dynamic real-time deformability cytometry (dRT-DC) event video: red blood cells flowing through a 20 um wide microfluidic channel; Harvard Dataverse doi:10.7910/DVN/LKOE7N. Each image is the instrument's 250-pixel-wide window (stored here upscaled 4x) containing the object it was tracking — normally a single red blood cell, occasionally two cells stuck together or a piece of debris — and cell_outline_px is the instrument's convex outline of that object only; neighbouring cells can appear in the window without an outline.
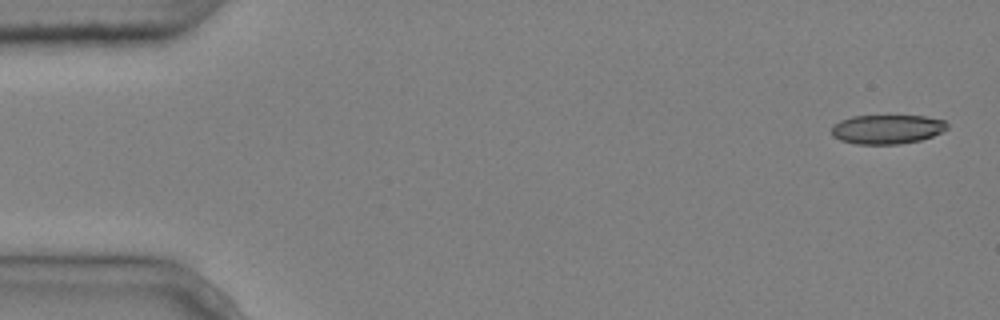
{"species": "common noctule bat (a hibernating species)", "species_latin": "Nyctalus noctula", "temperature_condition": "cold", "stored_images_in_passage": 5, "camera_frame_rate_fps": 3000, "um_per_image_px": 0.085, "animal": {"sex": "male", "body_mass_g": 20.4}, "frame": {"image": 1, "passage_image": 1, "time_ms": 0.0, "image_size_px": [1000, 320], "cell_outline_px": [[948, 128], [932, 136], [920, 140], [900, 144], [856, 144], [840, 140], [832, 136], [832, 124], [840, 120], [852, 116], [924, 116], [944, 120], [948, 124]], "centroid_in_image_um": [75.37, 10.98], "position_along_channel_um": 9.6, "area_um2": 19.71}}
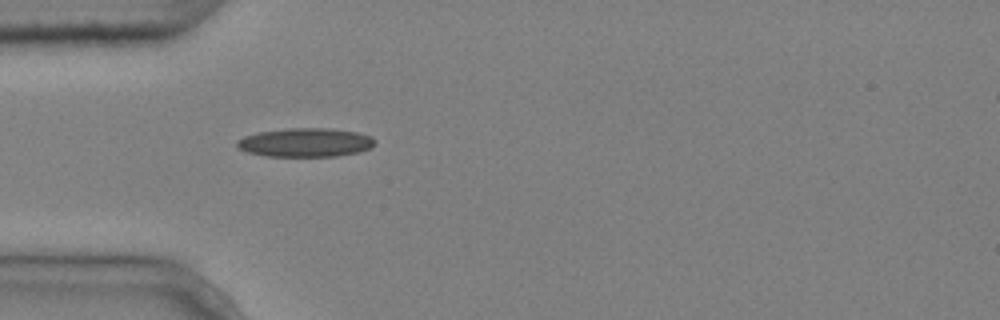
{"frame": {"image": 2, "passage_image": 5, "time_ms": 1.333, "image_size_px": [1000, 320], "cell_outline_px": [[376, 140], [368, 148], [356, 152], [336, 156], [268, 156], [248, 152], [236, 148], [236, 140], [244, 136], [256, 132], [288, 128], [332, 128], [356, 132], [372, 136]], "centroid_in_image_um": [25.9, 12.1], "position_along_channel_um": 59.1, "area_um2": 23.12}}